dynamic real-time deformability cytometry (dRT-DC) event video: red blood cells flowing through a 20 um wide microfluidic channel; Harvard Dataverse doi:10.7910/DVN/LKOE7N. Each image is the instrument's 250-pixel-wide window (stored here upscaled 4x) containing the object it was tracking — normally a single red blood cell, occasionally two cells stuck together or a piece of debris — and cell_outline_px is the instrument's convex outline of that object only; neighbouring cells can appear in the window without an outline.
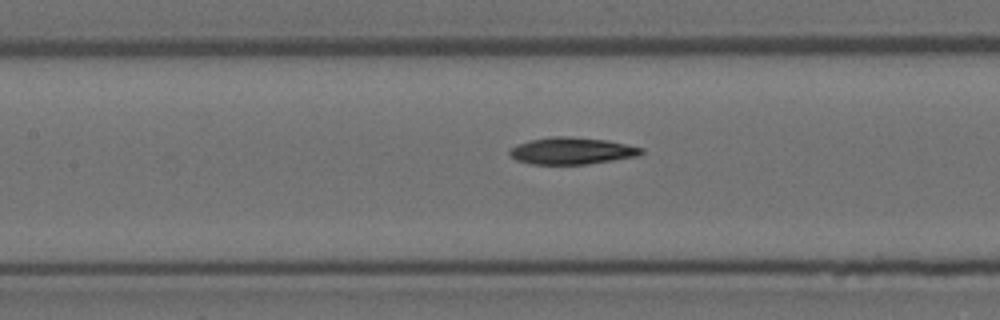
{"species": "Egyptian fruit bat (a non-hibernating species)", "species_latin": "Rousettus aegyptiacus", "temperature_condition": "room temperature", "stored_images_in_passage": 5, "camera_frame_rate_fps": 3000, "um_per_image_px": 0.085, "animal": {"sex": "female"}, "frame": {"image": 1, "passage_image": 5, "time_ms": 1.333, "image_size_px": [1000, 320], "cell_outline_px": [[644, 152], [636, 156], [612, 160], [584, 164], [532, 164], [516, 160], [508, 152], [516, 144], [528, 140], [548, 136], [564, 136], [608, 140], [644, 148]], "centroid_in_image_um": [48.58, 12.81], "position_along_channel_um": 158.8, "area_um2": 20.58}}